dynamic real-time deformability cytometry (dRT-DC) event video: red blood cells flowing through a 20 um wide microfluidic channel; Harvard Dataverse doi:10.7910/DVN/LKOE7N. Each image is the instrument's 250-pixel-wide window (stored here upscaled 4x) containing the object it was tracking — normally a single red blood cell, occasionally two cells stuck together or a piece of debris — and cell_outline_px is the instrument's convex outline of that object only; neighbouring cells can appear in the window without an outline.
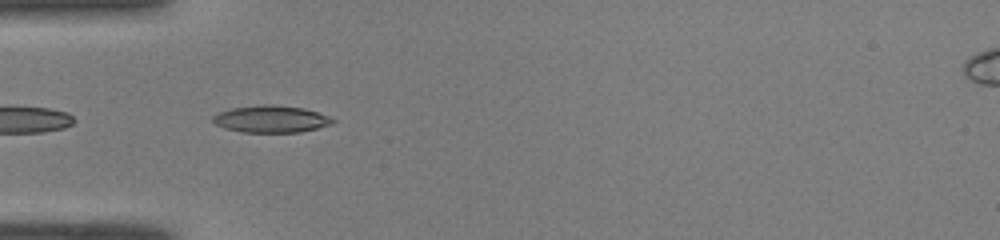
{"species": "common noctule bat (a hibernating species)", "species_latin": "Nyctalus noctula", "temperature_condition": "room temperature", "stored_images_in_passage": 7, "camera_frame_rate_fps": 3000, "um_per_image_px": 0.085, "animal": {"sex": "male", "body_mass_g": 19.0, "forearm_length_mm": 50.8}, "frame": {"image": 1, "passage_image": 5, "time_ms": 1.333, "image_size_px": [1000, 240], "cell_outline_px": [[336, 120], [332, 124], [300, 132], [240, 132], [224, 128], [216, 124], [212, 120], [212, 116], [220, 112], [232, 108], [264, 104], [272, 104], [304, 108], [328, 116]], "centroid_in_image_um": [23.03, 10.12], "position_along_channel_um": 62.0, "area_um2": 18.79}}